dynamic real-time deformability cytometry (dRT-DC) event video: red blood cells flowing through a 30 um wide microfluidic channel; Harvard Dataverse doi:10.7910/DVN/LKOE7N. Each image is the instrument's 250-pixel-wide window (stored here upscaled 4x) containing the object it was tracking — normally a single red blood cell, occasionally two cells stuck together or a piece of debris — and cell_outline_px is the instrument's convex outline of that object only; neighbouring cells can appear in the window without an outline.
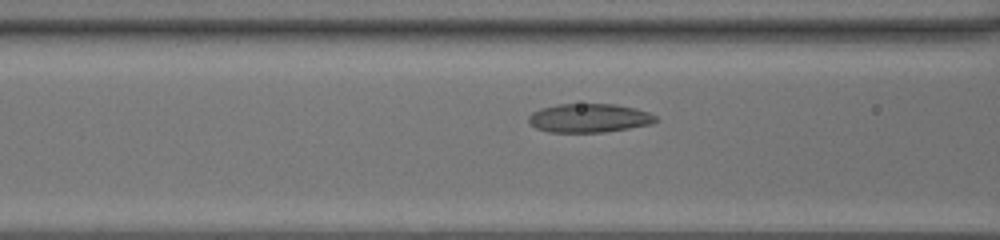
{"species": "common noctule bat (a hibernating species)", "species_latin": "Nyctalus noctula", "temperature_condition": "room temperature", "stored_images_in_passage": 43, "camera_frame_rate_fps": 3000, "um_per_image_px": 0.085, "animal": {"sex": "female", "body_mass_g": 20.0, "forearm_length_mm": 54.0}, "frame": {"image": 1, "passage_image": 15, "time_ms": 4.667, "image_size_px": [1000, 240], "cell_outline_px": [[660, 120], [652, 124], [604, 132], [548, 132], [536, 128], [528, 120], [528, 116], [532, 112], [540, 108], [560, 104], [616, 104], [636, 108], [648, 112], [656, 116]], "centroid_in_image_um": [50.1, 10.03], "position_along_channel_um": 116.5, "area_um2": 21.39}}
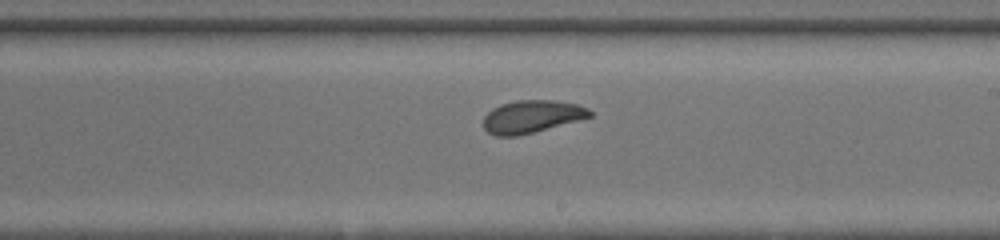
{"frame": {"image": 2, "passage_image": 24, "time_ms": 7.667, "image_size_px": [1000, 240], "cell_outline_px": [[592, 116], [532, 132], [516, 136], [496, 136], [488, 132], [484, 128], [484, 116], [492, 108], [500, 104], [516, 100], [556, 100], [576, 104], [588, 108], [592, 112]], "centroid_in_image_um": [45.17, 9.89], "position_along_channel_um": 243.8, "area_um2": 20.0}}
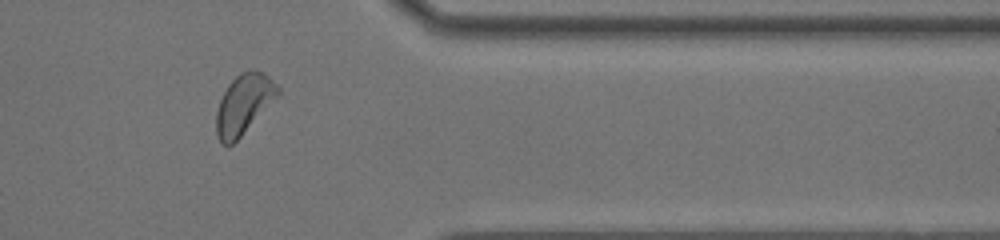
{"frame": {"image": 3, "passage_image": 35, "time_ms": 11.333, "image_size_px": [1000, 240], "cell_outline_px": [[280, 96], [232, 144], [224, 144], [216, 136], [216, 112], [220, 100], [228, 84], [240, 72], [252, 68], [264, 72], [280, 88]], "centroid_in_image_um": [20.75, 8.81], "position_along_channel_um": 390.6, "area_um2": 21.5}, "authors_computed_cell_mechanics": {"area_um2": 21.1548, "velocity_mm_per_s": 4.2524, "shape_relaxation_time_tau1_ms": 3.7024, "shape_relaxation_time_tau2_ms": 1.5409, "deformation_change_tau1": 0.1211, "deformation_change_tau2": 0.0723}}